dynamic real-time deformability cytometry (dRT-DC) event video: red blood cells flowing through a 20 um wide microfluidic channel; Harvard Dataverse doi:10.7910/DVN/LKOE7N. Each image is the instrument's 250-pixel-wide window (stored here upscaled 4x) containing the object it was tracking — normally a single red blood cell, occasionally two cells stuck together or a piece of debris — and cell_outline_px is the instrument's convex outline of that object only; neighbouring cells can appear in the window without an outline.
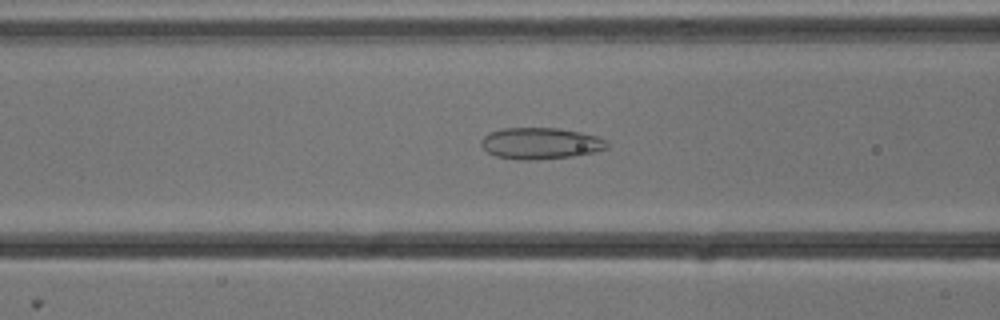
{"species": "common noctule bat (a hibernating species)", "species_latin": "Nyctalus noctula", "temperature_condition": "cold", "stored_images_in_passage": 47, "camera_frame_rate_fps": 3000, "um_per_image_px": 0.085, "animal": {"sex": "male", "body_mass_g": 13.3}, "frame": {"image": 1, "passage_image": 19, "time_ms": 6.0, "image_size_px": [1000, 320], "cell_outline_px": [[608, 148], [592, 152], [572, 156], [536, 160], [520, 160], [496, 156], [488, 152], [480, 144], [480, 140], [484, 136], [492, 132], [504, 128], [560, 128], [580, 132], [596, 136], [604, 140], [608, 144]], "centroid_in_image_um": [45.92, 12.19], "position_along_channel_um": 120.7, "area_um2": 22.89}}
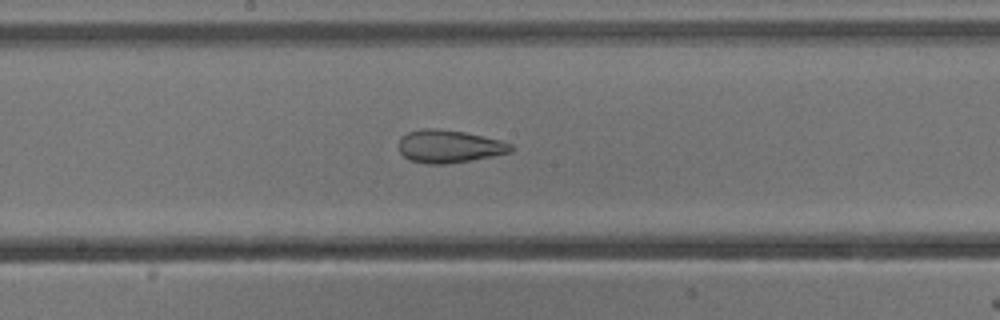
{"frame": {"image": 2, "passage_image": 26, "time_ms": 8.333, "image_size_px": [1000, 320], "cell_outline_px": [[512, 152], [492, 156], [444, 164], [428, 164], [408, 160], [400, 152], [400, 136], [408, 132], [424, 128], [440, 128], [464, 132], [500, 140], [512, 144]], "centroid_in_image_um": [38.15, 12.43], "position_along_channel_um": 210.0, "area_um2": 21.33}}
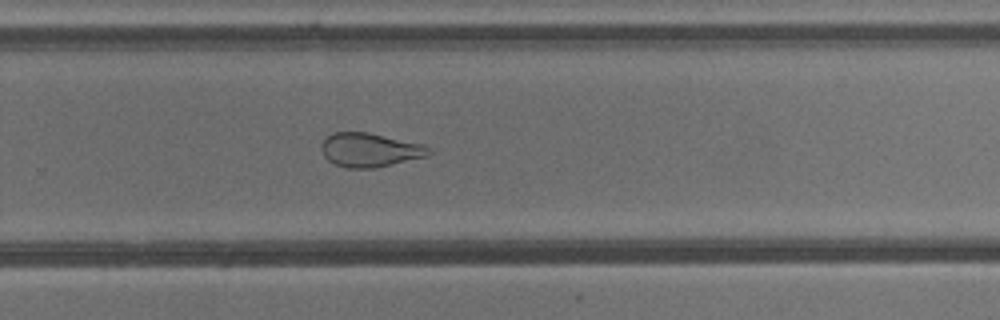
{"frame": {"image": 3, "passage_image": 33, "time_ms": 10.667, "image_size_px": [1000, 320], "cell_outline_px": [[432, 152], [428, 156], [376, 168], [348, 168], [336, 164], [328, 160], [324, 156], [320, 148], [320, 144], [332, 132], [368, 132], [424, 144], [432, 148]], "centroid_in_image_um": [31.46, 12.74], "position_along_channel_um": 298.3, "area_um2": 21.44}, "authors_computed_cell_mechanics": {"area_um2": 25.3164, "velocity_mm_per_s": 3.8161, "shape_relaxation_time_tau1_ms": null, "shape_relaxation_time_tau2_ms": 1.4811, "deformation_change_tau1": null, "deformation_change_tau2": 0.0909}}